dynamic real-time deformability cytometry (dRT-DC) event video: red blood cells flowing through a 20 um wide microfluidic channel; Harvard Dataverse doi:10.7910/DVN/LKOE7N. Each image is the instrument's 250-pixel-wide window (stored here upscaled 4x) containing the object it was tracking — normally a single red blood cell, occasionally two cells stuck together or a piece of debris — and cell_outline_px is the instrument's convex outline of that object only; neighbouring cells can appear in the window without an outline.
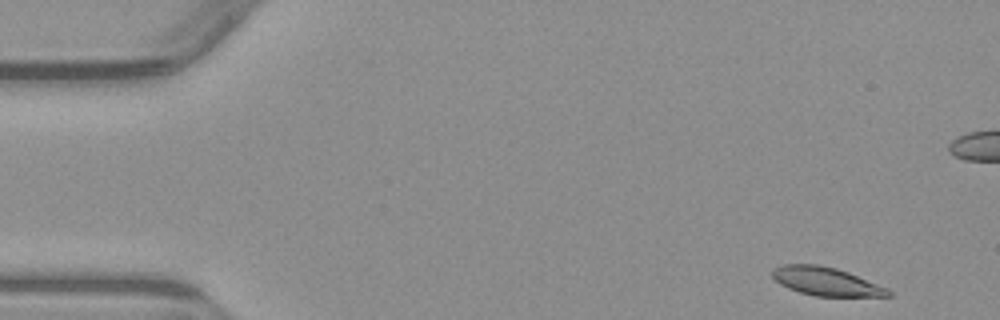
{"species": "common noctule bat (a hibernating species)", "species_latin": "Nyctalus noctula", "temperature_condition": "warm", "stored_images_in_passage": 4, "camera_frame_rate_fps": 3000, "um_per_image_px": 0.085, "animal": {"sex": "male", "body_mass_g": 23.1, "forearm_length_mm": 52.7}, "frame": {"image": 1, "passage_image": 1, "time_ms": 0.0, "image_size_px": [1000, 320], "cell_outline_px": [[892, 296], [816, 296], [800, 292], [788, 288], [780, 284], [772, 276], [772, 268], [784, 264], [816, 264], [836, 268], [848, 272], [888, 288], [892, 292]], "centroid_in_image_um": [70.21, 23.92], "position_along_channel_um": 14.8, "area_um2": 19.13}}